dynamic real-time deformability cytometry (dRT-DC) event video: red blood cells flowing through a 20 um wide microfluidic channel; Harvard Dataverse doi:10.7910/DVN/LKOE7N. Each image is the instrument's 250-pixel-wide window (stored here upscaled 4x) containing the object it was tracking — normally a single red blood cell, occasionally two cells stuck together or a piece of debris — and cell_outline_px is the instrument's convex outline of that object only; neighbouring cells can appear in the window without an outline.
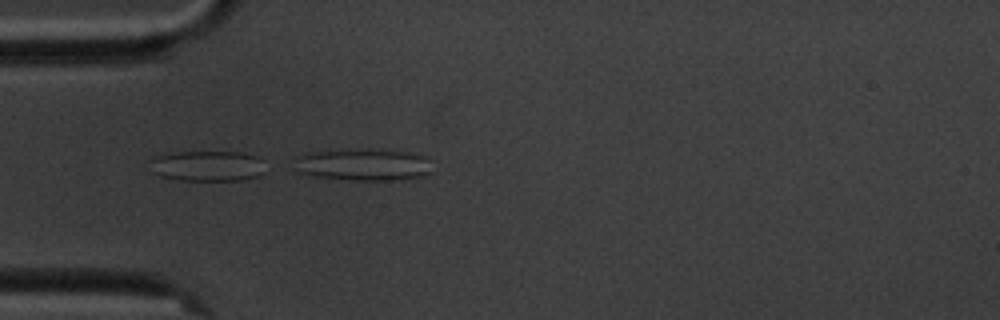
{"species": "common noctule bat (a hibernating species)", "species_latin": "Nyctalus noctula", "temperature_condition": "cold", "stored_images_in_passage": 6, "camera_frame_rate_fps": 3000, "um_per_image_px": 0.085, "animal": {"sex": "male", "body_mass_g": 20.1, "forearm_length_mm": 53.5}, "frame": {"image": 1, "passage_image": 5, "time_ms": 4.667, "image_size_px": [1000, 320], "cell_outline_px": [[264, 172], [256, 176], [244, 180], [180, 180], [160, 176], [152, 172], [144, 160], [152, 156], [172, 152], [240, 152], [256, 156]], "centroid_in_image_um": [17.45, 14.1], "position_along_channel_um": 67.5, "area_um2": 20.75}}